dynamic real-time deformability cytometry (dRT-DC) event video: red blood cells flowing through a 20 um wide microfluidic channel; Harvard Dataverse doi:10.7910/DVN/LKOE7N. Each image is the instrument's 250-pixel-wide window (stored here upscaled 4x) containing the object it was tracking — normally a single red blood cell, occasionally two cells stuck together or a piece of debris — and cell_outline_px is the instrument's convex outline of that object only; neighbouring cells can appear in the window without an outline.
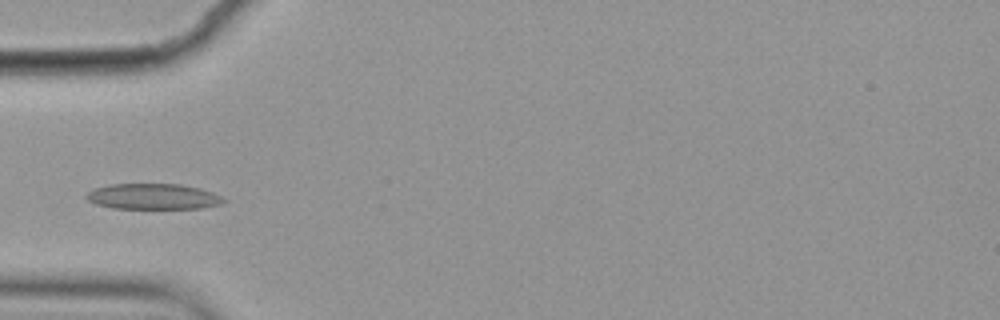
{"species": "common noctule bat (a hibernating species)", "species_latin": "Nyctalus noctula", "temperature_condition": "cold", "stored_images_in_passage": 10, "camera_frame_rate_fps": 3000, "um_per_image_px": 0.085, "animal": {"sex": "female", "body_mass_g": 19.9}, "frame": {"image": 1, "passage_image": 4, "time_ms": 1.0, "image_size_px": [1000, 320], "cell_outline_px": [[228, 200], [220, 204], [200, 208], [112, 208], [96, 204], [88, 200], [84, 196], [88, 192], [96, 188], [112, 184], [180, 184], [200, 188], [212, 192]], "centroid_in_image_um": [13.02, 16.7], "position_along_channel_um": 72.0, "area_um2": 20.4}}
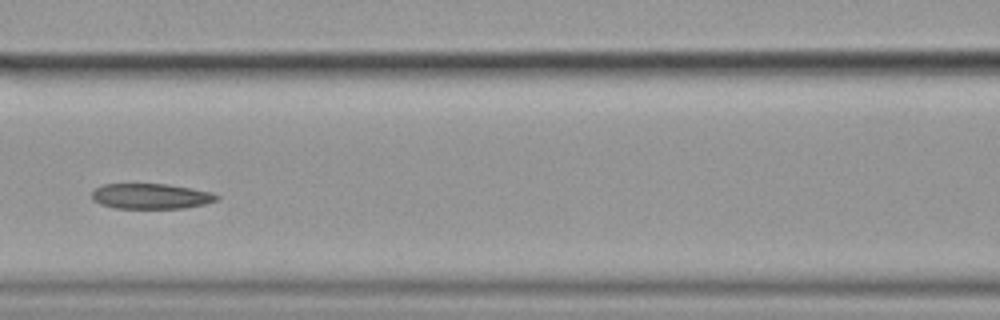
{"frame": {"image": 2, "passage_image": 6, "time_ms": 1.667, "image_size_px": [1000, 320], "cell_outline_px": [[220, 196], [216, 200], [204, 204], [184, 208], [116, 208], [100, 204], [92, 200], [92, 192], [96, 188], [104, 184], [168, 184], [192, 188], [212, 192]], "centroid_in_image_um": [12.83, 16.67], "position_along_channel_um": 153.8, "area_um2": 18.44}}
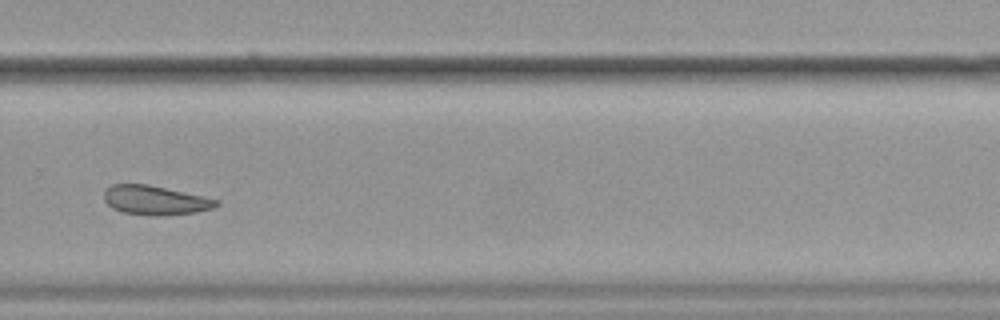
{"frame": {"image": 3, "passage_image": 10, "time_ms": 3.0, "image_size_px": [1000, 320], "cell_outline_px": [[220, 204], [212, 208], [196, 212], [160, 216], [156, 216], [124, 212], [112, 208], [104, 200], [104, 188], [112, 184], [148, 184], [204, 196], [220, 200]], "centroid_in_image_um": [13.19, 17.01], "position_along_channel_um": 316.6, "area_um2": 19.19}}